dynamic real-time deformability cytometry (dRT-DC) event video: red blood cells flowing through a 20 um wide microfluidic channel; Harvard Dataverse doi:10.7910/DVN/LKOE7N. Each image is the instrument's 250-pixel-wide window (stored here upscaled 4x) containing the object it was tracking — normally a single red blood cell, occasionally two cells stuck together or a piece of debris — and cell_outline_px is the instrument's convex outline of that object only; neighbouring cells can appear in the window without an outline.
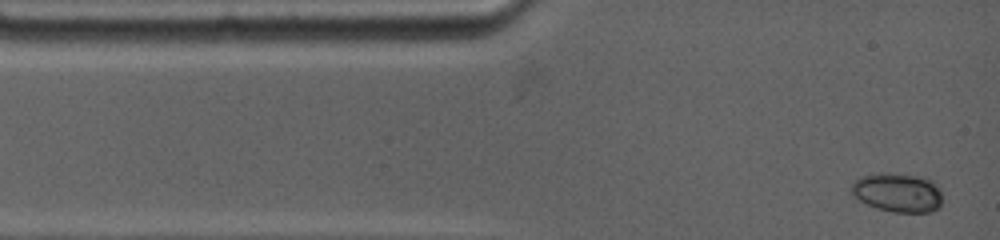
{"species": "common noctule bat (a hibernating species)", "species_latin": "Nyctalus noctula", "temperature_condition": "warm", "stored_images_in_passage": 41, "camera_frame_rate_fps": 4500, "um_per_image_px": 0.085, "animal": {"sex": "female", "body_mass_g": 19.0, "forearm_length_mm": 53.3}, "frame": {"image": 1, "passage_image": 1, "time_ms": 0.0, "image_size_px": [1000, 240], "cell_outline_px": [[940, 208], [932, 212], [892, 212], [876, 208], [860, 200], [852, 192], [852, 184], [856, 180], [864, 176], [880, 172], [924, 176], [932, 180], [940, 188]], "centroid_in_image_um": [76.35, 16.36], "position_along_channel_um": 8.7, "area_um2": 20.69}}
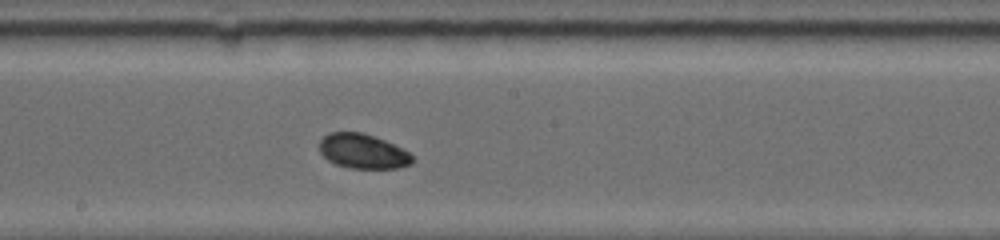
{"frame": {"image": 2, "passage_image": 25, "time_ms": 6.667, "image_size_px": [1000, 240], "cell_outline_px": [[412, 164], [400, 168], [348, 168], [336, 164], [328, 160], [320, 152], [320, 140], [328, 132], [364, 132], [384, 140], [408, 152], [412, 156]], "centroid_in_image_um": [30.82, 12.86], "position_along_channel_um": 217.4, "area_um2": 18.67}}
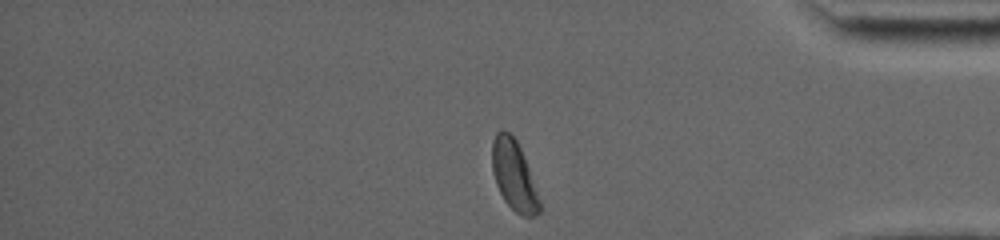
{"frame": {"image": 3, "passage_image": 41, "time_ms": 12.0, "image_size_px": [1000, 240], "cell_outline_px": [[540, 212], [536, 216], [524, 216], [516, 212], [504, 200], [496, 184], [492, 172], [492, 140], [496, 132], [500, 128], [504, 128], [516, 140], [520, 148], [528, 168], [540, 200]], "centroid_in_image_um": [43.66, 14.89], "position_along_channel_um": 391.5, "area_um2": 19.13}, "authors_computed_cell_mechanics": {"area_um2": 18.9584, "velocity_mm_per_s": 3.7284, "shape_relaxation_time_tau1_ms": 2.7854, "shape_relaxation_time_tau2_ms": 8.3616, "deformation_change_tau1": 0.0776, "deformation_change_tau2": 0.1159}}